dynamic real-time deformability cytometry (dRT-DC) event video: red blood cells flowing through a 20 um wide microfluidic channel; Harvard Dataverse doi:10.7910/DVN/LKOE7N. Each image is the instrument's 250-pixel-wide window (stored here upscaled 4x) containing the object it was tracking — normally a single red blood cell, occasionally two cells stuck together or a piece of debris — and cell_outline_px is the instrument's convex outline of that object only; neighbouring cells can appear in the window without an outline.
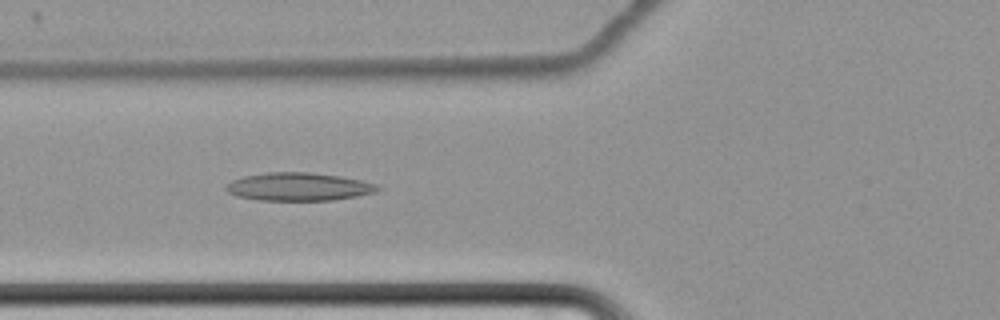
{"species": "common noctule bat (a hibernating species)", "species_latin": "Nyctalus noctula", "temperature_condition": "cold", "stored_images_in_passage": 46, "camera_frame_rate_fps": 3000, "um_per_image_px": 0.085, "animal": {"sex": "female", "body_mass_g": 22.7, "forearm_length_mm": 54.2}, "frame": {"image": 1, "passage_image": 9, "time_ms": 2.667, "image_size_px": [1000, 320], "cell_outline_px": [[380, 188], [376, 192], [356, 196], [332, 200], [256, 200], [236, 196], [228, 192], [224, 188], [232, 180], [244, 176], [268, 172], [308, 172], [340, 176], [360, 180], [376, 184]], "centroid_in_image_um": [25.36, 15.87], "position_along_channel_um": 100.4, "area_um2": 24.68}}
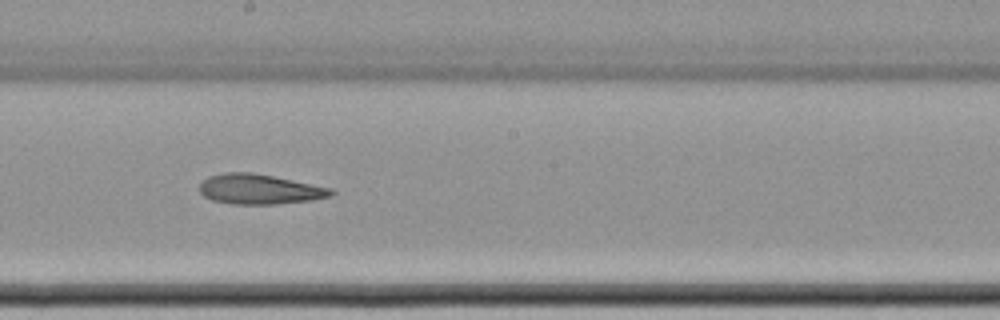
{"frame": {"image": 2, "passage_image": 20, "time_ms": 6.333, "image_size_px": [1000, 320], "cell_outline_px": [[336, 192], [332, 196], [312, 200], [276, 204], [232, 204], [212, 200], [204, 196], [200, 192], [200, 184], [208, 176], [224, 172], [252, 172], [332, 188]], "centroid_in_image_um": [22.06, 16.08], "position_along_channel_um": 226.1, "area_um2": 23.0}}
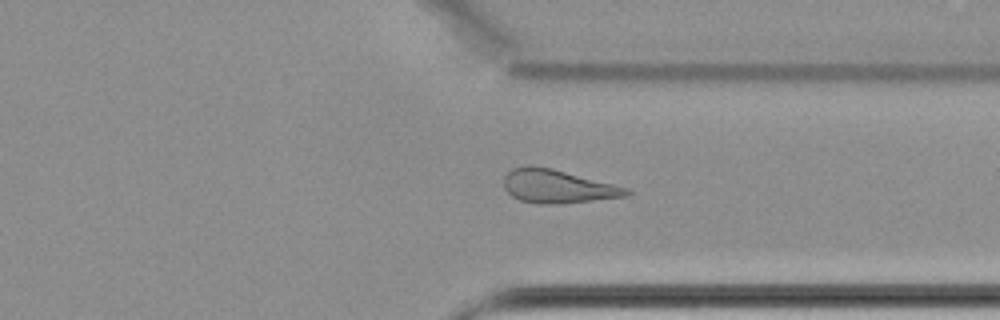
{"frame": {"image": 3, "passage_image": 32, "time_ms": 10.333, "image_size_px": [1000, 320], "cell_outline_px": [[632, 192], [624, 196], [592, 200], [556, 204], [540, 204], [520, 200], [512, 196], [504, 188], [504, 176], [512, 168], [532, 164], [552, 168], [628, 188]], "centroid_in_image_um": [47.34, 15.82], "position_along_channel_um": 364.1, "area_um2": 23.7}}